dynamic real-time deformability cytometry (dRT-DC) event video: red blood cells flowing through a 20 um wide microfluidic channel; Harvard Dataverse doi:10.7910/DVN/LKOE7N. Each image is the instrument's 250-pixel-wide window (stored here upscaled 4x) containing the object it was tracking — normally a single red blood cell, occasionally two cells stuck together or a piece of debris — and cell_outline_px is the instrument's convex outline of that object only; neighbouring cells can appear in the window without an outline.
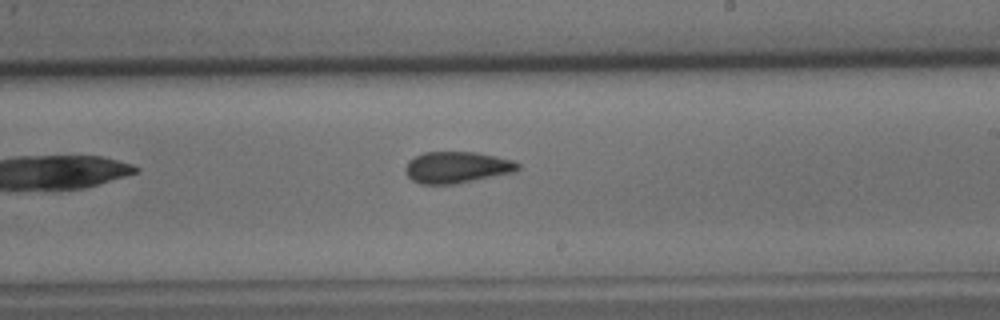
{"species": "common noctule bat (a hibernating species)", "species_latin": "Nyctalus noctula", "temperature_condition": "cold", "stored_images_in_passage": 9, "camera_frame_rate_fps": 3000, "um_per_image_px": 0.085, "animal": {"sex": "male", "body_mass_g": 15.6}, "frame": {"image": 1, "passage_image": 9, "time_ms": 10.333, "image_size_px": [1000, 320], "cell_outline_px": [[520, 168], [516, 172], [452, 184], [420, 184], [412, 180], [404, 172], [404, 168], [408, 160], [424, 152], [476, 152], [496, 156], [512, 160], [520, 164]], "centroid_in_image_um": [38.82, 14.22], "position_along_channel_um": 250.2, "area_um2": 20.69}}